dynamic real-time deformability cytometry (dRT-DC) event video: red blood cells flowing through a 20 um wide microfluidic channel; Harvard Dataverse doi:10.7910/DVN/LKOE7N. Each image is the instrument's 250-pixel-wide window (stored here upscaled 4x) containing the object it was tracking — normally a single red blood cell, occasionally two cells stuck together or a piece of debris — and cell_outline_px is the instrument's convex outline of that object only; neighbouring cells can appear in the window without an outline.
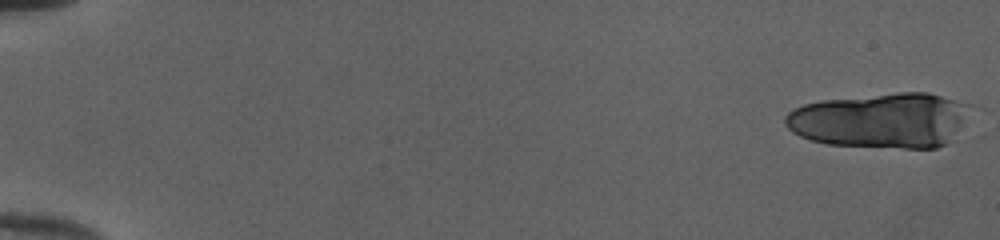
{"species": "human", "species_latin": "Homo sapiens", "temperature_condition": "cold", "stored_images_in_passage": 21, "camera_frame_rate_fps": 3000, "um_per_image_px": 0.085, "donor": {"sex": "female"}, "frame": {"image": 1, "passage_image": 1, "time_ms": 0.0, "image_size_px": [1000, 240], "cell_outline_px": [[972, 104], [960, 124], [948, 140], [944, 144], [936, 148], [904, 148], [828, 144], [812, 140], [800, 136], [792, 132], [784, 124], [784, 116], [792, 108], [804, 104], [824, 100], [896, 92], [928, 92]], "centroid_in_image_um": [74.8, 10.21], "position_along_channel_um": 10.2, "area_um2": 59.01}}